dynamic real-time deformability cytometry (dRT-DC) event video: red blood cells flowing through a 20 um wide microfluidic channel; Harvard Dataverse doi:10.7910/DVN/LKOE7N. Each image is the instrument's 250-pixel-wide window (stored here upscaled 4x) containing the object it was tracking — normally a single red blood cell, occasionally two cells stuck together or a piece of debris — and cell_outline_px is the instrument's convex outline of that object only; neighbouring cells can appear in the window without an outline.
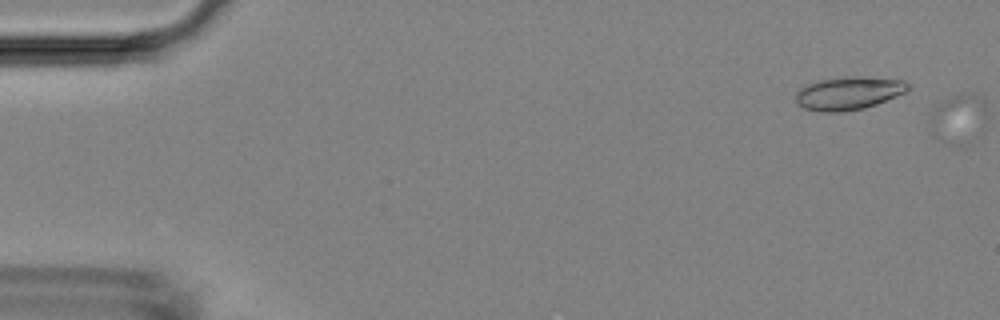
{"species": "Egyptian fruit bat (a non-hibernating species)", "species_latin": "Rousettus aegyptiacus", "temperature_condition": "room temperature", "stored_images_in_passage": 2, "camera_frame_rate_fps": 3000, "um_per_image_px": 0.085, "animal": {"sex": "female"}, "frame": {"image": 1, "passage_image": 1, "time_ms": 0.0, "image_size_px": [1000, 320], "cell_outline_px": [[908, 92], [876, 104], [864, 108], [840, 112], [820, 112], [804, 108], [796, 104], [796, 92], [800, 88], [816, 80], [844, 76], [864, 76], [904, 80], [908, 84]], "centroid_in_image_um": [72.12, 7.91], "position_along_channel_um": 12.9, "area_um2": 21.96}}